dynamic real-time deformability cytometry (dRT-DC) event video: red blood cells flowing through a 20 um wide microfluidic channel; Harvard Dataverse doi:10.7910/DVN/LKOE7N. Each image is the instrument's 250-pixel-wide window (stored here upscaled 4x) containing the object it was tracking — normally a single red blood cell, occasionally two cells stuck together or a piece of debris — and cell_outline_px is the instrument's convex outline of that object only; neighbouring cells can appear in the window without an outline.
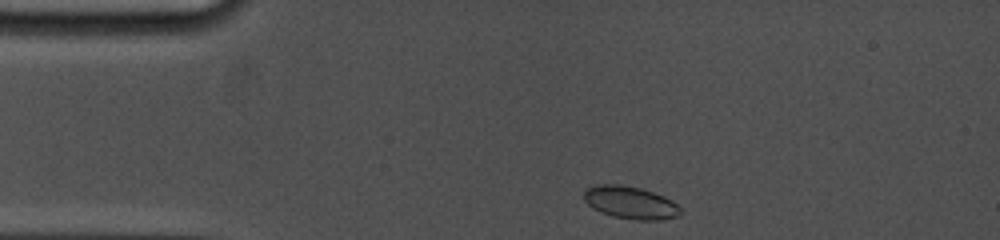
{"species": "common noctule bat (a hibernating species)", "species_latin": "Nyctalus noctula", "temperature_condition": "cold", "stored_images_in_passage": 31, "camera_frame_rate_fps": 5000, "um_per_image_px": 0.085, "animal": {"sex": "female", "body_mass_g": 19.0, "forearm_length_mm": 53.3}, "frame": {"image": 1, "passage_image": 1, "time_ms": 0.0, "image_size_px": [1000, 240], "cell_outline_px": [[684, 212], [680, 216], [660, 220], [636, 220], [612, 216], [600, 212], [592, 208], [584, 200], [584, 192], [588, 188], [596, 184], [620, 184], [640, 188], [664, 196], [672, 200]], "centroid_in_image_um": [53.61, 17.23], "position_along_channel_um": 31.4, "area_um2": 18.5}}
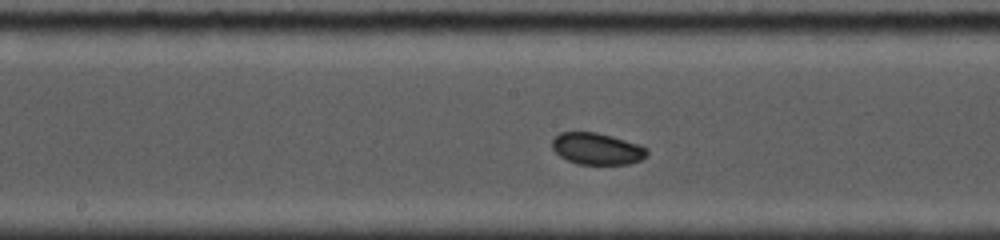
{"frame": {"image": 2, "passage_image": 15, "time_ms": 5.6, "image_size_px": [1000, 240], "cell_outline_px": [[648, 156], [640, 160], [628, 164], [580, 164], [568, 160], [560, 156], [552, 148], [552, 140], [560, 132], [596, 132], [612, 136], [640, 144], [648, 148]], "centroid_in_image_um": [50.78, 12.64], "position_along_channel_um": 197.4, "area_um2": 17.57}}
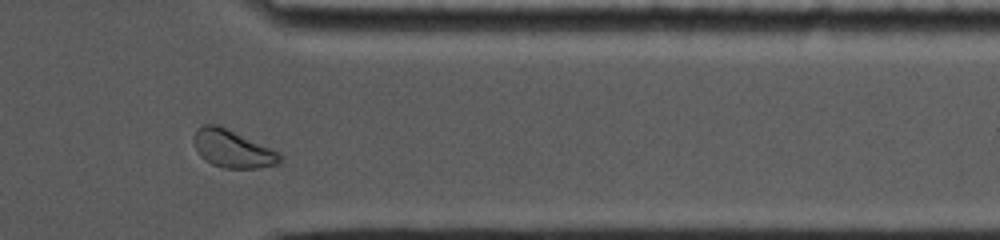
{"frame": {"image": 3, "passage_image": 27, "time_ms": 10.8, "image_size_px": [1000, 240], "cell_outline_px": [[284, 160], [276, 164], [260, 168], [224, 168], [212, 164], [200, 156], [192, 140], [192, 136], [204, 124], [220, 124], [284, 156]], "centroid_in_image_um": [19.74, 12.65], "position_along_channel_um": 391.7, "area_um2": 18.73}, "authors_computed_cell_mechanics": {"area_um2": 17.7446, "velocity_mm_per_s": 3.7257, "shape_relaxation_time_tau1_ms": 3.024, "shape_relaxation_time_tau2_ms": null, "deformation_change_tau1": 0.0618, "deformation_change_tau2": null}}